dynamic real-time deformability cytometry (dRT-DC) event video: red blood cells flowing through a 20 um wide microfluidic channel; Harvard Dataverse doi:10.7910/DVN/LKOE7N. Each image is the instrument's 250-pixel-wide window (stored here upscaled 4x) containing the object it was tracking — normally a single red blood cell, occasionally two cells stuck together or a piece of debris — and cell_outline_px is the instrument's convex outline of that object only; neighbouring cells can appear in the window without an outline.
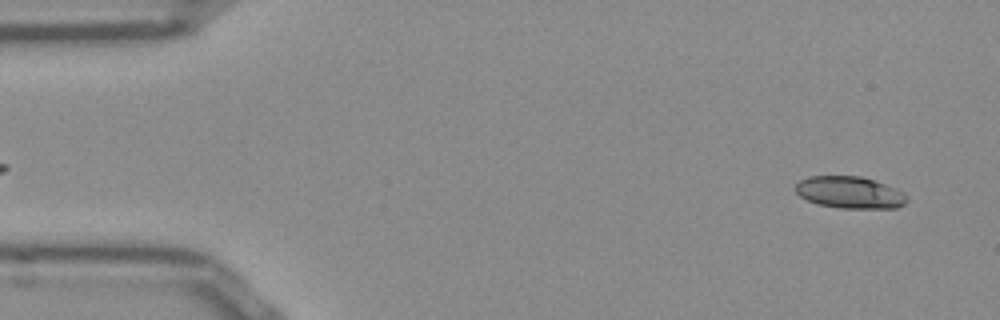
{"species": "Egyptian fruit bat (a non-hibernating species)", "species_latin": "Rousettus aegyptiacus", "temperature_condition": "room temperature", "stored_images_in_passage": 52, "camera_frame_rate_fps": 3000, "um_per_image_px": 0.085, "frame": {"image": 1, "passage_image": 3, "time_ms": 0.667, "image_size_px": [1000, 320], "cell_outline_px": [[908, 200], [904, 204], [896, 208], [840, 208], [820, 204], [808, 200], [800, 196], [796, 192], [796, 184], [800, 180], [808, 176], [860, 176], [884, 184], [904, 192], [908, 196]], "centroid_in_image_um": [72.25, 16.36], "position_along_channel_um": 12.8, "area_um2": 20.58}}
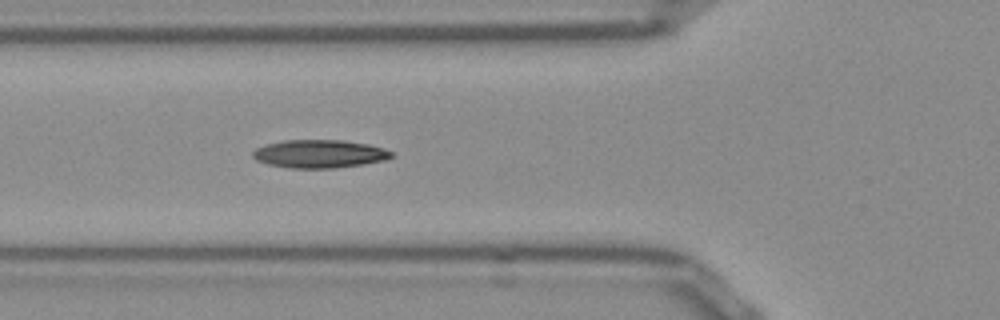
{"frame": {"image": 2, "passage_image": 18, "time_ms": 5.667, "image_size_px": [1000, 320], "cell_outline_px": [[392, 156], [384, 160], [336, 168], [288, 168], [268, 164], [256, 160], [252, 156], [252, 152], [256, 148], [268, 144], [284, 140], [344, 140], [368, 144], [384, 148], [392, 152]], "centroid_in_image_um": [27.13, 13.07], "position_along_channel_um": 98.7, "area_um2": 22.6}}
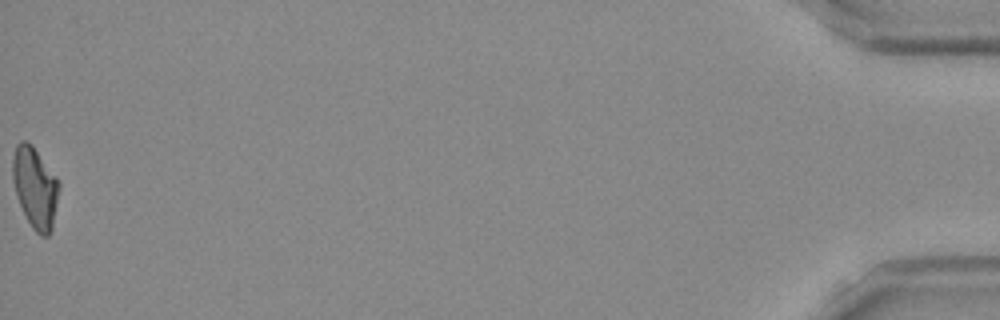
{"frame": {"image": 3, "passage_image": 52, "time_ms": 17.0, "image_size_px": [1000, 320], "cell_outline_px": [[60, 188], [52, 228], [48, 236], [40, 236], [32, 228], [20, 204], [12, 180], [12, 160], [16, 144], [20, 140], [24, 140], [32, 144], [60, 180]], "centroid_in_image_um": [3.0, 15.91], "position_along_channel_um": 432.2, "area_um2": 22.08}, "authors_computed_cell_mechanics": {"area_um2": 21.5594, "velocity_mm_per_s": 3.879, "shape_relaxation_time_tau1_ms": 9.488, "shape_relaxation_time_tau2_ms": 6.0866, "deformation_change_tau1": 0.228, "deformation_change_tau2": 0.144}}